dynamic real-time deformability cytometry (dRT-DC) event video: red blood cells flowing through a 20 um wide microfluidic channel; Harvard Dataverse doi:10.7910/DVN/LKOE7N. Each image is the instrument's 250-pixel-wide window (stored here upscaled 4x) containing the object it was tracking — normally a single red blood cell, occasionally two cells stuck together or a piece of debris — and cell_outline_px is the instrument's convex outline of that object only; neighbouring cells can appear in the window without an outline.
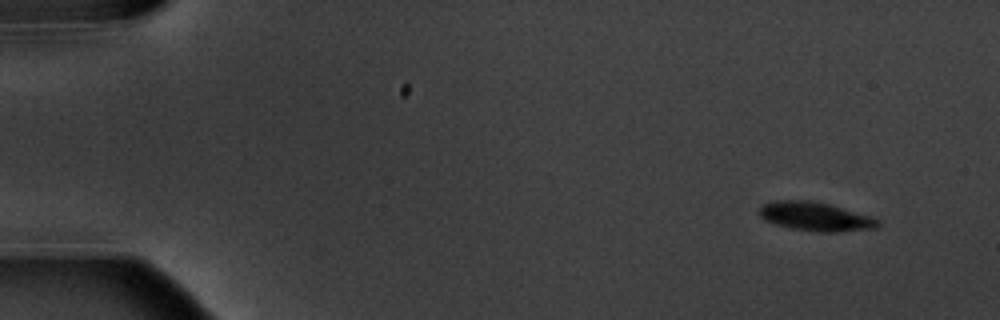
{"species": "common noctule bat (a hibernating species)", "species_latin": "Nyctalus noctula", "temperature_condition": "warm", "stored_images_in_passage": 6, "camera_frame_rate_fps": 3000, "um_per_image_px": 0.085, "animal": {"sex": "male", "body_mass_g": 20.1, "forearm_length_mm": 53.5}, "frame": {"image": 1, "passage_image": 1, "time_ms": 0.0, "image_size_px": [1000, 320], "cell_outline_px": [[880, 224], [876, 228], [836, 232], [820, 232], [792, 228], [776, 224], [764, 220], [760, 216], [760, 208], [764, 204], [776, 200], [808, 200], [828, 204], [868, 216], [880, 220]], "centroid_in_image_um": [69.3, 18.41], "position_along_channel_um": 15.7, "area_um2": 19.54}}
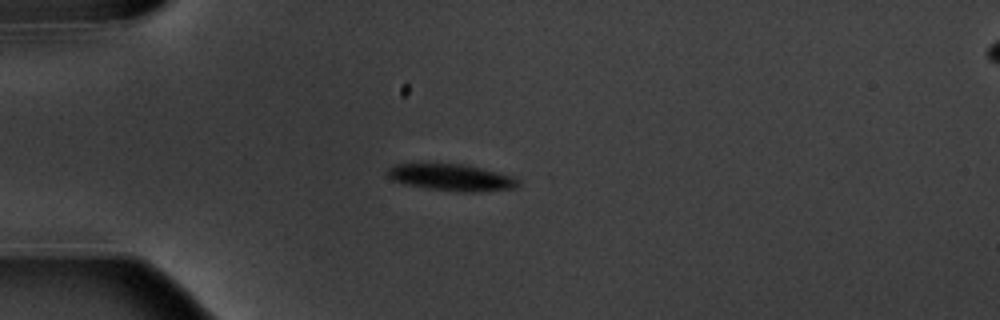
{"frame": {"image": 2, "passage_image": 4, "time_ms": 3.667, "image_size_px": [1000, 320], "cell_outline_px": [[520, 184], [516, 188], [472, 192], [464, 192], [428, 188], [408, 184], [396, 180], [388, 176], [388, 168], [392, 164], [468, 164], [496, 172], [508, 176], [516, 180]], "centroid_in_image_um": [38.37, 15.07], "position_along_channel_um": 46.6, "area_um2": 19.77}}